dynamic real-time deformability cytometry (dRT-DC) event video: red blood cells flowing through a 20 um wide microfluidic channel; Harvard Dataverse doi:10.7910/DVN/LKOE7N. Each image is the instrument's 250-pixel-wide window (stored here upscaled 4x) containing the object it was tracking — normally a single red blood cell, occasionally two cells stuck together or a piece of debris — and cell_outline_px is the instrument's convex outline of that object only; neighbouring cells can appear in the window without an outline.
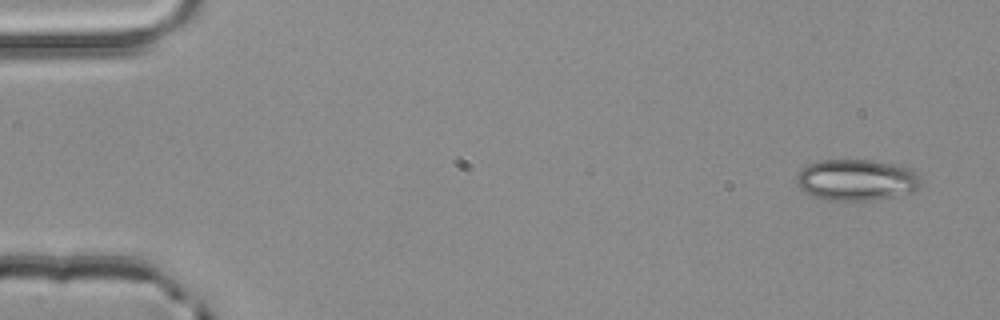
{"species": "common noctule bat (a hibernating species)", "species_latin": "Nyctalus noctula", "temperature_condition": "room temperature", "stored_images_in_passage": 4, "camera_frame_rate_fps": 3000, "um_per_image_px": 0.085, "animal": {"sex": "male", "body_mass_g": 20.4}, "frame": {"image": 1, "passage_image": 1, "time_ms": 0.0, "image_size_px": [1000, 320], "cell_outline_px": [[924, 180], [912, 192], [872, 200], [828, 200], [812, 196], [804, 192], [796, 184], [796, 176], [800, 168], [808, 164], [820, 160], [872, 160], [896, 164], [912, 168]], "centroid_in_image_um": [72.79, 15.28], "position_along_channel_um": 12.2, "area_um2": 30.23}}